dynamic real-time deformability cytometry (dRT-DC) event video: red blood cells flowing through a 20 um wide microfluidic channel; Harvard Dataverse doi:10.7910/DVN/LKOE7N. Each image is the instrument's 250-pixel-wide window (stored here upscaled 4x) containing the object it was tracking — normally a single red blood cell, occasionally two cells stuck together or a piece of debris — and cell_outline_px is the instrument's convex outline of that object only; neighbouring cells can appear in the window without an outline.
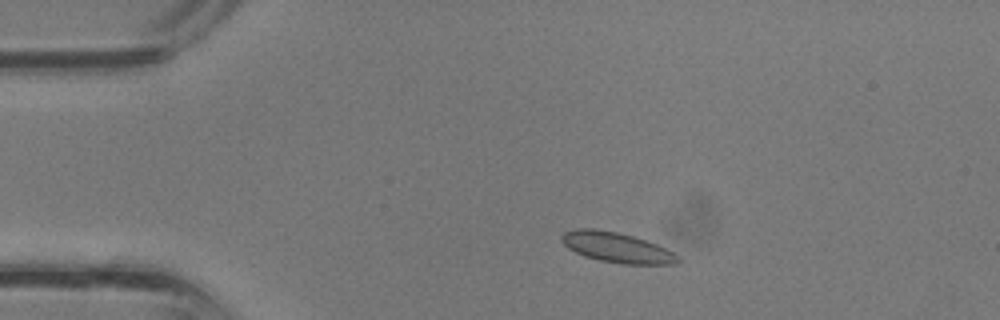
{"species": "common noctule bat (a hibernating species)", "species_latin": "Nyctalus noctula", "temperature_condition": "room temperature", "stored_images_in_passage": 35, "camera_frame_rate_fps": 3000, "um_per_image_px": 0.085, "animal": {"sex": "male", "body_mass_g": 13.3}, "frame": {"image": 1, "passage_image": 5, "time_ms": 1.333, "image_size_px": [1000, 320], "cell_outline_px": [[680, 260], [676, 264], [624, 264], [600, 260], [584, 256], [568, 248], [560, 240], [560, 236], [564, 232], [576, 228], [596, 228], [616, 232], [632, 236], [656, 244], [672, 252]], "centroid_in_image_um": [52.37, 21.02], "position_along_channel_um": 32.6, "area_um2": 20.23}}
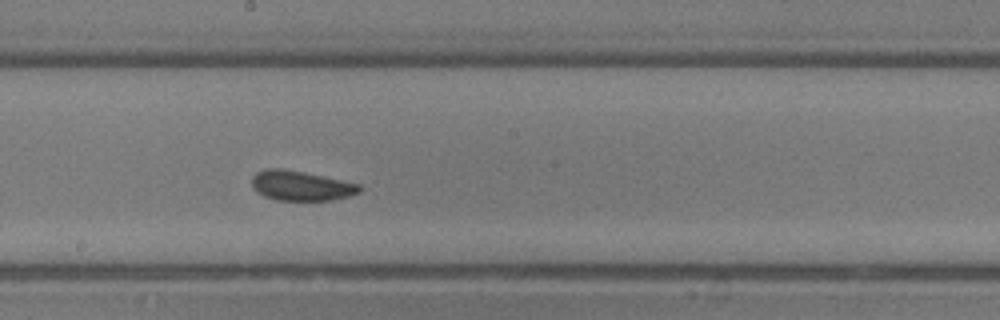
{"frame": {"image": 2, "passage_image": 18, "time_ms": 5.667, "image_size_px": [1000, 320], "cell_outline_px": [[360, 192], [348, 196], [332, 200], [276, 200], [264, 196], [256, 192], [252, 188], [252, 176], [256, 172], [264, 168], [280, 168], [304, 172], [360, 184]], "centroid_in_image_um": [25.53, 15.78], "position_along_channel_um": 222.7, "area_um2": 18.73}}
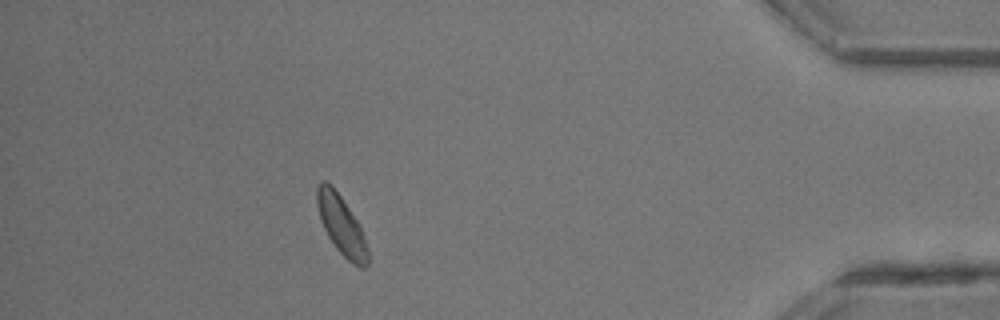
{"frame": {"image": 3, "passage_image": 31, "time_ms": 10.0, "image_size_px": [1000, 320], "cell_outline_px": [[368, 268], [360, 268], [352, 264], [336, 248], [328, 236], [320, 220], [316, 204], [316, 188], [320, 180], [324, 180], [332, 184], [356, 220], [364, 236], [368, 248]], "centroid_in_image_um": [29.0, 19.14], "position_along_channel_um": 406.2, "area_um2": 17.51}}